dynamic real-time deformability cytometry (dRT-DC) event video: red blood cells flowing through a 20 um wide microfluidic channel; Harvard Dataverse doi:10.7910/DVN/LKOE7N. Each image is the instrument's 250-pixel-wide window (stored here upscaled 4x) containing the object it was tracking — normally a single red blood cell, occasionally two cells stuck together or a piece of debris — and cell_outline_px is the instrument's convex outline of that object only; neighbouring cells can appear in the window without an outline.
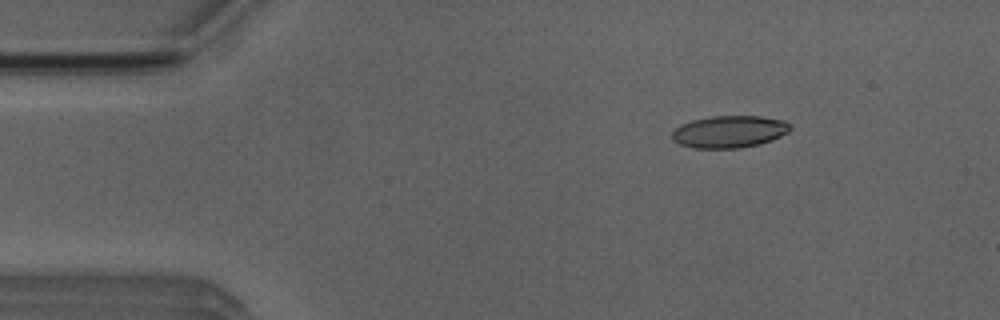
{"species": "Egyptian fruit bat (a non-hibernating species)", "species_latin": "Rousettus aegyptiacus", "temperature_condition": "room temperature", "stored_images_in_passage": 2, "camera_frame_rate_fps": 3000, "um_per_image_px": 0.085, "animal": {"sex": "male"}, "frame": {"image": 1, "passage_image": 1, "time_ms": 0.0, "image_size_px": [1000, 320], "cell_outline_px": [[792, 128], [788, 132], [772, 140], [760, 144], [740, 148], [692, 148], [680, 144], [672, 140], [672, 132], [680, 124], [692, 120], [712, 116], [760, 116], [784, 120], [792, 124]], "centroid_in_image_um": [62.01, 11.19], "position_along_channel_um": 23.0, "area_um2": 22.31}}